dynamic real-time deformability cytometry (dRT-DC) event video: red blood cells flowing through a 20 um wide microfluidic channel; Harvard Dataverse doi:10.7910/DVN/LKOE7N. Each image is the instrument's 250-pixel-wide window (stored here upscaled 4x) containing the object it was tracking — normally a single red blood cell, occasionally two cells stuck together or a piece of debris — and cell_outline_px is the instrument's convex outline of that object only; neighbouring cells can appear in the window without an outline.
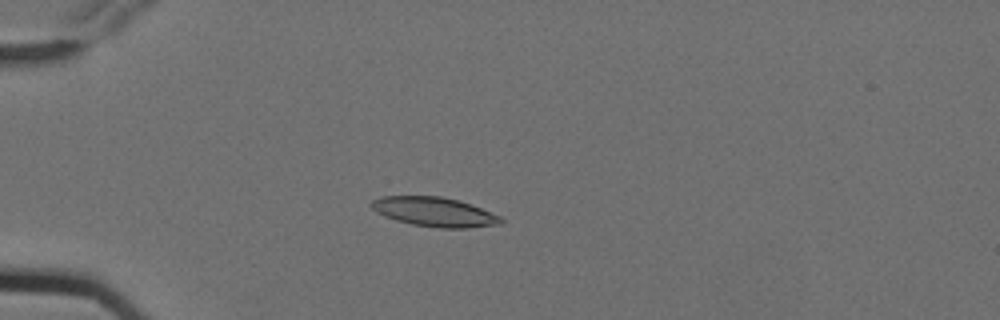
{"species": "Egyptian fruit bat (a non-hibernating species)", "species_latin": "Rousettus aegyptiacus", "temperature_condition": "cold", "stored_images_in_passage": 7, "camera_frame_rate_fps": 3000, "um_per_image_px": 0.085, "animal": {"sex": "female"}, "frame": {"image": 1, "passage_image": 6, "time_ms": 1.667, "image_size_px": [1000, 320], "cell_outline_px": [[504, 220], [500, 224], [468, 228], [440, 228], [412, 224], [396, 220], [384, 216], [376, 212], [368, 204], [372, 200], [380, 196], [440, 196], [460, 200], [472, 204], [500, 216]], "centroid_in_image_um": [36.91, 18.0], "position_along_channel_um": 48.1, "area_um2": 22.31}}